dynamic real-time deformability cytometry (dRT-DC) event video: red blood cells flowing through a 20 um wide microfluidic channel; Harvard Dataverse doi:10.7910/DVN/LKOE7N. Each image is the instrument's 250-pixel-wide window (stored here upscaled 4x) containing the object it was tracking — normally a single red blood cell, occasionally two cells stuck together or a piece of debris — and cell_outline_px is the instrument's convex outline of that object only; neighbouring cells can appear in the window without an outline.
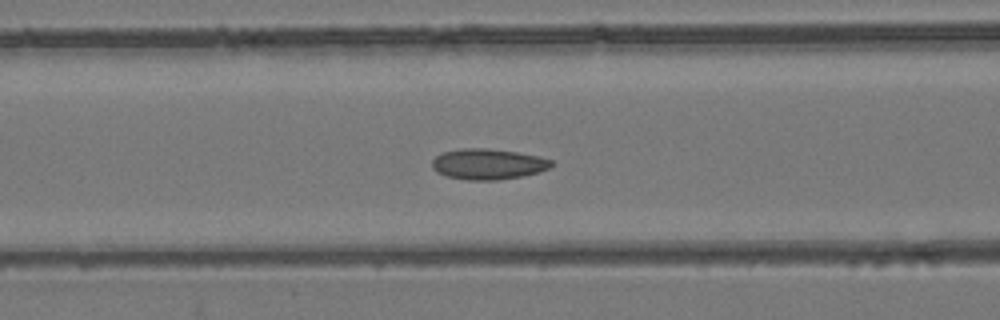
{"species": "common noctule bat (a hibernating species)", "species_latin": "Nyctalus noctula", "temperature_condition": "room temperature", "stored_images_in_passage": 44, "camera_frame_rate_fps": 3000, "um_per_image_px": 0.085, "animal": {"sex": "female", "body_mass_g": 24.6, "forearm_length_mm": 56.2}, "frame": {"image": 1, "passage_image": 13, "time_ms": 4.0, "image_size_px": [1000, 320], "cell_outline_px": [[556, 164], [540, 172], [520, 176], [496, 180], [468, 180], [448, 176], [436, 172], [432, 168], [432, 160], [436, 156], [444, 152], [460, 148], [488, 148], [516, 152], [540, 156], [552, 160]], "centroid_in_image_um": [41.5, 13.94], "position_along_channel_um": 125.1, "area_um2": 21.39}}
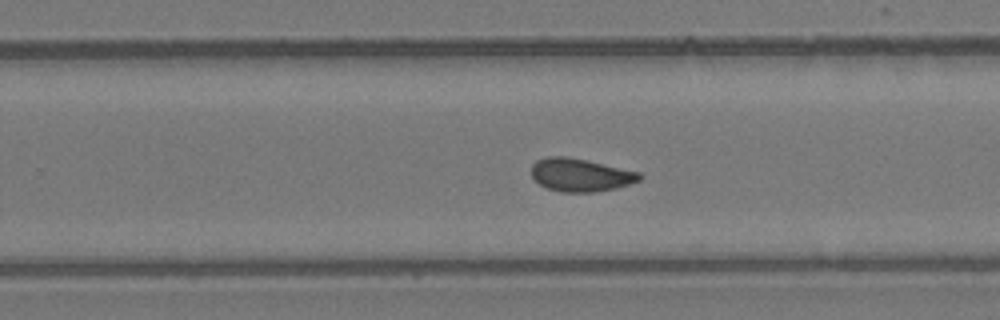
{"frame": {"image": 2, "passage_image": 25, "time_ms": 8.0, "image_size_px": [1000, 320], "cell_outline_px": [[644, 176], [640, 180], [616, 188], [592, 192], [560, 192], [544, 188], [532, 176], [532, 164], [536, 160], [548, 156], [568, 156], [640, 172]], "centroid_in_image_um": [49.33, 14.87], "position_along_channel_um": 280.5, "area_um2": 20.87}}
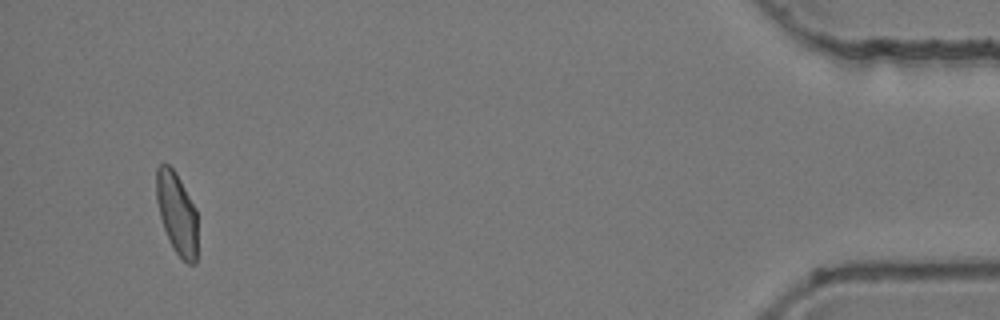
{"frame": {"image": 3, "passage_image": 42, "time_ms": 13.667, "image_size_px": [1000, 320], "cell_outline_px": [[196, 264], [188, 264], [176, 252], [164, 228], [160, 216], [156, 200], [156, 168], [160, 164], [168, 164], [176, 172], [196, 208]], "centroid_in_image_um": [15.02, 18.07], "position_along_channel_um": 420.2, "area_um2": 19.42}, "authors_computed_cell_mechanics": {"area_um2": 20.6346, "velocity_mm_per_s": 3.9014, "shape_relaxation_time_tau1_ms": null, "shape_relaxation_time_tau2_ms": 1.8289, "deformation_change_tau1": null, "deformation_change_tau2": 0.079}}